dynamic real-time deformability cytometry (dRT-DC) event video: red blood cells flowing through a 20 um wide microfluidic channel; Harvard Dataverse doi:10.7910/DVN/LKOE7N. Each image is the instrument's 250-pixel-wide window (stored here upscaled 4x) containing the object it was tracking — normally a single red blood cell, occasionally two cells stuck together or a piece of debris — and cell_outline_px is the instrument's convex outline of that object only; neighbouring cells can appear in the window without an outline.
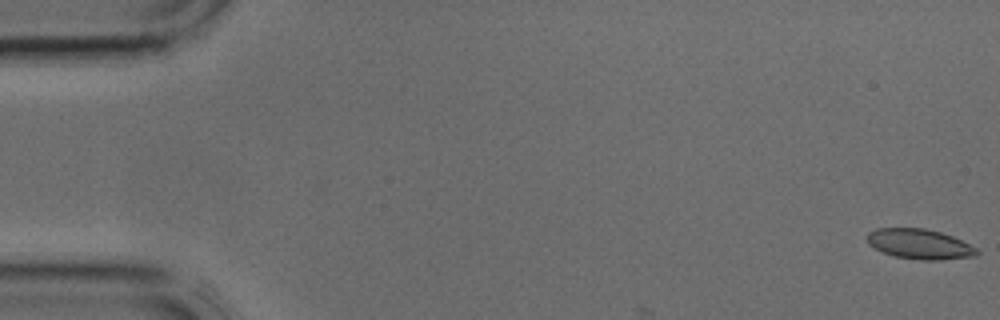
{"species": "common noctule bat (a hibernating species)", "species_latin": "Nyctalus noctula", "temperature_condition": "cold", "stored_images_in_passage": 3, "camera_frame_rate_fps": 3000, "um_per_image_px": 0.085, "animal": {"sex": "male", "body_mass_g": 17.9, "forearm_length_mm": 54.2}, "frame": {"image": 1, "passage_image": 1, "time_ms": 0.0, "image_size_px": [1000, 320], "cell_outline_px": [[980, 252], [976, 256], [940, 260], [920, 260], [896, 256], [884, 252], [868, 244], [868, 232], [876, 228], [924, 228], [940, 232], [952, 236], [976, 248]], "centroid_in_image_um": [78.18, 20.74], "position_along_channel_um": 6.8, "area_um2": 19.02}}